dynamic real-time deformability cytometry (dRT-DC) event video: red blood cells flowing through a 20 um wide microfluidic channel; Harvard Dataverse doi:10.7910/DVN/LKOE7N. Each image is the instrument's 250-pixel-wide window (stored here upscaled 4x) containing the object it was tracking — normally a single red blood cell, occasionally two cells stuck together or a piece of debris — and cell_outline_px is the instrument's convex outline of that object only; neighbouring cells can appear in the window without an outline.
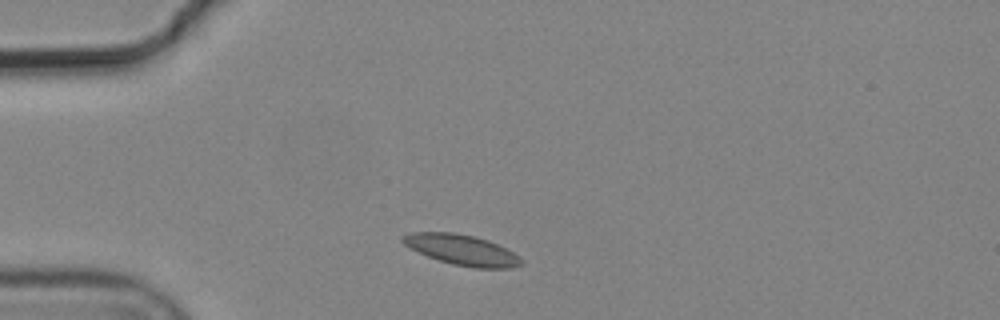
{"species": "common noctule bat (a hibernating species)", "species_latin": "Nyctalus noctula", "temperature_condition": "cold", "stored_images_in_passage": 2, "segment_of_instrument_passage": [2, 2], "camera_frame_rate_fps": 3000, "um_per_image_px": 0.085, "animal": {"sex": "male", "body_mass_g": 19.2, "forearm_length_mm": 51.8}, "frame": {"image": 1, "passage_image": 2, "time_ms": 0.333, "image_size_px": [1000, 320], "cell_outline_px": [[524, 264], [512, 268], [472, 268], [452, 264], [428, 256], [404, 244], [400, 240], [400, 236], [412, 232], [452, 232], [472, 236], [488, 240], [520, 256], [524, 260]], "centroid_in_image_um": [39.28, 21.25], "position_along_channel_um": 45.7, "area_um2": 20.92}}